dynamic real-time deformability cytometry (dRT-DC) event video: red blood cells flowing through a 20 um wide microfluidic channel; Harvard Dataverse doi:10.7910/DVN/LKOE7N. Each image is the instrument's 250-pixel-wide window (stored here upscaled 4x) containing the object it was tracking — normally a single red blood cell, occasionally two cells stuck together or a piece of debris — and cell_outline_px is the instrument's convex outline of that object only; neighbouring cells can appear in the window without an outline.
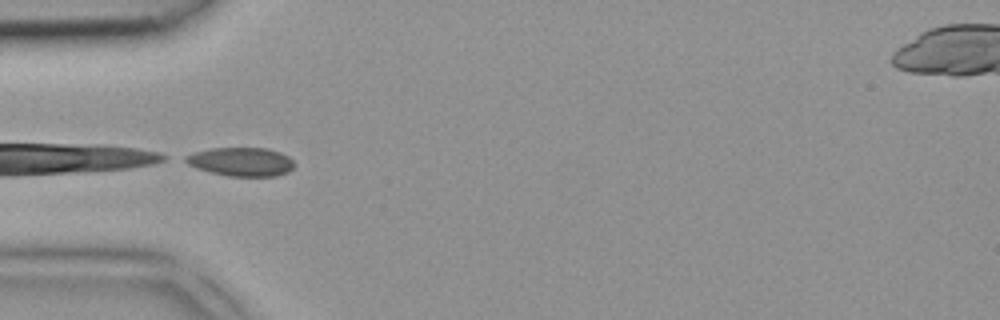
{"species": "common noctule bat (a hibernating species)", "species_latin": "Nyctalus noctula", "temperature_condition": "room temperature", "stored_images_in_passage": 3, "camera_frame_rate_fps": 3000, "um_per_image_px": 0.085, "animal": {"sex": "female", "body_mass_g": 18.4}, "frame": {"image": 1, "passage_image": 2, "time_ms": 0.333, "image_size_px": [1000, 320], "cell_outline_px": [[296, 164], [288, 172], [276, 176], [228, 176], [208, 172], [196, 168], [180, 160], [184, 156], [196, 152], [212, 148], [268, 148], [280, 152], [288, 156]], "centroid_in_image_um": [20.47, 13.75], "position_along_channel_um": 64.5, "area_um2": 18.38}}